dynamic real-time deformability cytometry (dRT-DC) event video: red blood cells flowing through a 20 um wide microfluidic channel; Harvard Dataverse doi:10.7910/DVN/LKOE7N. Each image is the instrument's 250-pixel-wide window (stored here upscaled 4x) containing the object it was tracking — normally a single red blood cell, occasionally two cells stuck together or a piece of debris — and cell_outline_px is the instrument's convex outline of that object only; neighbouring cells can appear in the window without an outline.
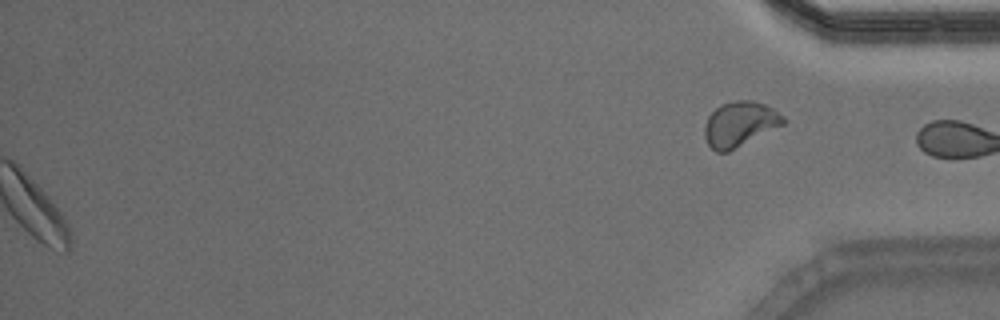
{"species": "Egyptian fruit bat (a non-hibernating species)", "species_latin": "Rousettus aegyptiacus", "temperature_condition": "warm", "stored_images_in_passage": 43, "camera_frame_rate_fps": 3000, "um_per_image_px": 0.085, "animal": {"sex": "male"}, "frame": {"image": 1, "passage_image": 43, "time_ms": 14.0, "image_size_px": [1000, 320], "cell_outline_px": [[784, 124], [728, 152], [716, 152], [708, 144], [704, 136], [704, 124], [708, 116], [720, 104], [736, 100], [752, 100], [764, 104], [772, 108], [784, 116]], "centroid_in_image_um": [62.85, 10.54], "position_along_channel_um": 372.3, "area_um2": 20.58}, "authors_computed_cell_mechanics": {"area_um2": 20.808, "velocity_mm_per_s": 4.003, "shape_relaxation_time_tau1_ms": 1.5865, "shape_relaxation_time_tau2_ms": 4.1261, "deformation_change_tau1": 0.0965, "deformation_change_tau2": 0.0986}}